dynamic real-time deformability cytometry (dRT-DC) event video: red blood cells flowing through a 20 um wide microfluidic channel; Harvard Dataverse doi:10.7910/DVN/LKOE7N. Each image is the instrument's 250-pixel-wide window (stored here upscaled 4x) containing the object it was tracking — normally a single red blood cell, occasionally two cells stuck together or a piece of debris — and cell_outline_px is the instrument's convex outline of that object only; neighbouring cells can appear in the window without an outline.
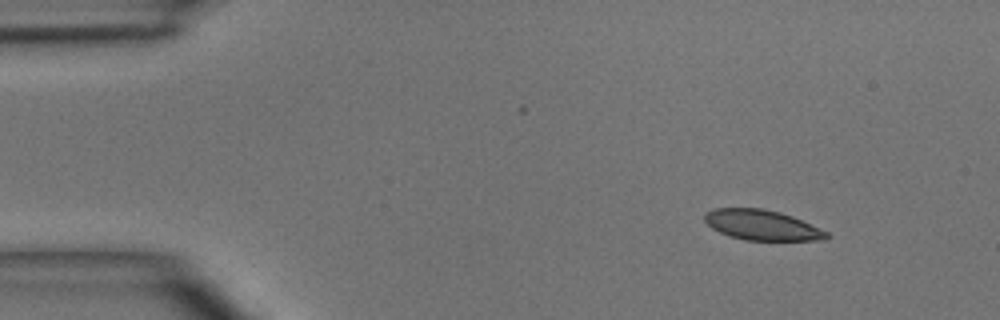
{"species": "common noctule bat (a hibernating species)", "species_latin": "Nyctalus noctula", "temperature_condition": "room temperature", "stored_images_in_passage": 3, "camera_frame_rate_fps": 3000, "um_per_image_px": 0.085, "animal": {"sex": "male", "body_mass_g": 15.6}, "frame": {"image": 1, "passage_image": 1, "time_ms": 0.0, "image_size_px": [1000, 320], "cell_outline_px": [[832, 236], [824, 240], [744, 240], [728, 236], [712, 228], [704, 220], [704, 216], [712, 208], [764, 208], [780, 212], [792, 216], [828, 232]], "centroid_in_image_um": [64.77, 19.13], "position_along_channel_um": 20.2, "area_um2": 21.5}}